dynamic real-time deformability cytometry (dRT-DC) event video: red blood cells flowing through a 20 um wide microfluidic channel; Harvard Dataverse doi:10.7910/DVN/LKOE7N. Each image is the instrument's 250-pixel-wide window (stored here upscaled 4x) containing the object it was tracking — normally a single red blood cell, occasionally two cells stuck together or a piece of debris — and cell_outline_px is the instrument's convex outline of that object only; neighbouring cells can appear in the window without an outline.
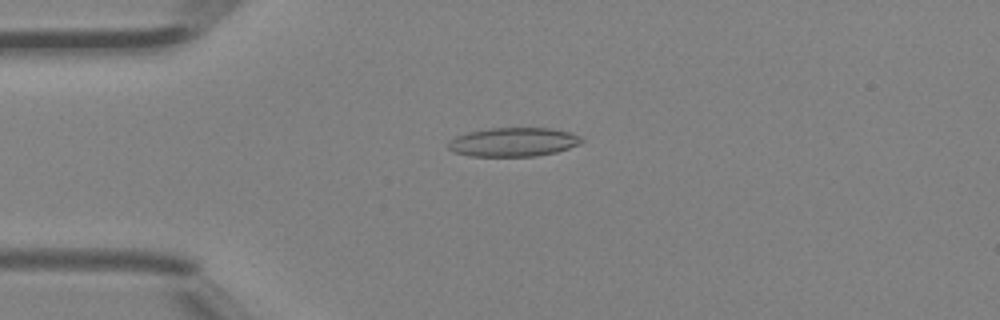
{"species": "Egyptian fruit bat (a non-hibernating species)", "species_latin": "Rousettus aegyptiacus", "temperature_condition": "room temperature", "stored_images_in_passage": 46, "camera_frame_rate_fps": 3000, "um_per_image_px": 0.085, "animal": {"sex": "female"}, "frame": {"image": 1, "passage_image": 12, "time_ms": 3.667, "image_size_px": [1000, 320], "cell_outline_px": [[584, 140], [580, 144], [556, 152], [536, 156], [468, 156], [452, 152], [448, 148], [448, 144], [456, 136], [468, 132], [488, 128], [552, 128], [568, 132], [580, 136]], "centroid_in_image_um": [43.63, 12.07], "position_along_channel_um": 41.4, "area_um2": 22.48}}
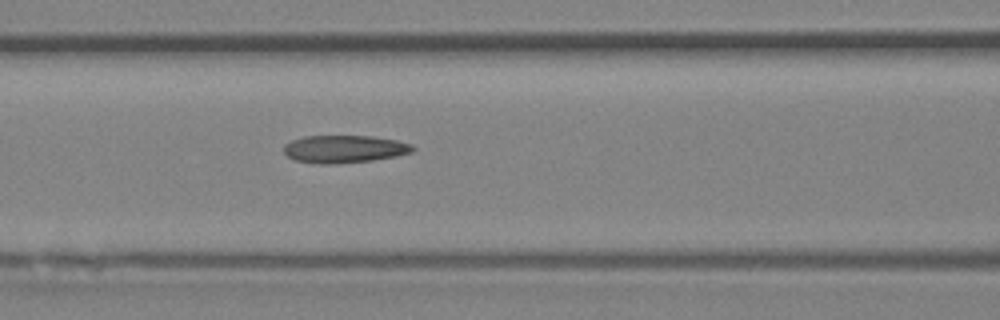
{"frame": {"image": 2, "passage_image": 20, "time_ms": 6.333, "image_size_px": [1000, 320], "cell_outline_px": [[416, 148], [412, 152], [396, 156], [372, 160], [336, 164], [320, 164], [296, 160], [288, 156], [284, 152], [284, 144], [292, 140], [304, 136], [372, 136], [396, 140], [412, 144]], "centroid_in_image_um": [29.28, 12.66], "position_along_channel_um": 137.3, "area_um2": 20.75}}
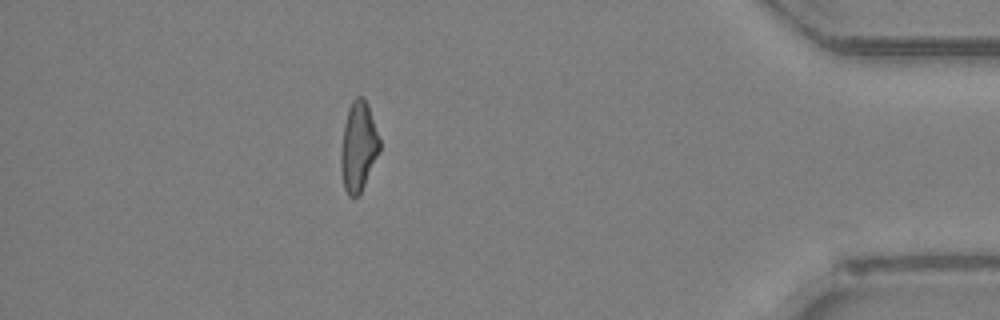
{"frame": {"image": 3, "passage_image": 41, "time_ms": 13.333, "image_size_px": [1000, 320], "cell_outline_px": [[380, 152], [360, 192], [356, 196], [348, 196], [344, 188], [340, 168], [340, 152], [344, 124], [348, 108], [352, 100], [356, 96], [364, 96], [380, 140]], "centroid_in_image_um": [30.44, 12.45], "position_along_channel_um": 404.8, "area_um2": 20.11}, "authors_computed_cell_mechanics": {"area_um2": 20.4901, "velocity_mm_per_s": 4.5068, "shape_relaxation_time_tau1_ms": null, "shape_relaxation_time_tau2_ms": 2.6119, "deformation_change_tau1": null, "deformation_change_tau2": 0.1313}}